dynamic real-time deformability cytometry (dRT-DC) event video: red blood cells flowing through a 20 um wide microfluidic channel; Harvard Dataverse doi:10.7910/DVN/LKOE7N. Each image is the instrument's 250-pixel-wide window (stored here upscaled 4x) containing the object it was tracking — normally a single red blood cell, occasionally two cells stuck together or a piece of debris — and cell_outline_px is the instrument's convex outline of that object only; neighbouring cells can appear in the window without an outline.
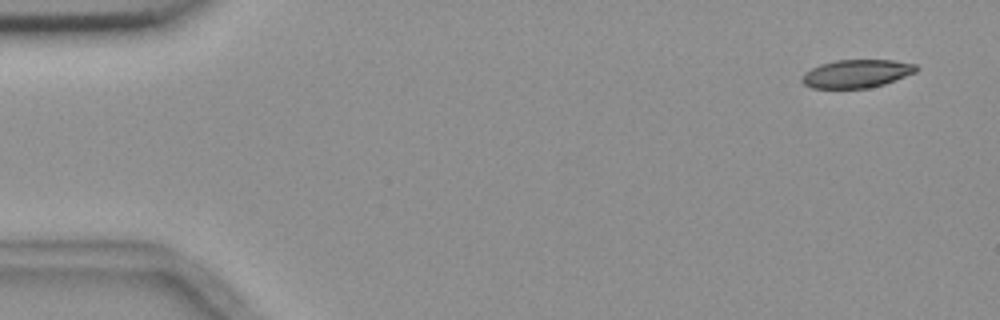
{"species": "common noctule bat (a hibernating species)", "species_latin": "Nyctalus noctula", "temperature_condition": "room temperature", "stored_images_in_passage": 4, "camera_frame_rate_fps": 3000, "um_per_image_px": 0.085, "animal": {"sex": "female", "body_mass_g": 18.4}, "frame": {"image": 1, "passage_image": 1, "time_ms": 0.0, "image_size_px": [1000, 320], "cell_outline_px": [[920, 68], [916, 72], [884, 84], [868, 88], [812, 88], [804, 84], [800, 80], [804, 72], [820, 64], [836, 60], [892, 60], [916, 64]], "centroid_in_image_um": [72.81, 6.26], "position_along_channel_um": 12.2, "area_um2": 18.79}}